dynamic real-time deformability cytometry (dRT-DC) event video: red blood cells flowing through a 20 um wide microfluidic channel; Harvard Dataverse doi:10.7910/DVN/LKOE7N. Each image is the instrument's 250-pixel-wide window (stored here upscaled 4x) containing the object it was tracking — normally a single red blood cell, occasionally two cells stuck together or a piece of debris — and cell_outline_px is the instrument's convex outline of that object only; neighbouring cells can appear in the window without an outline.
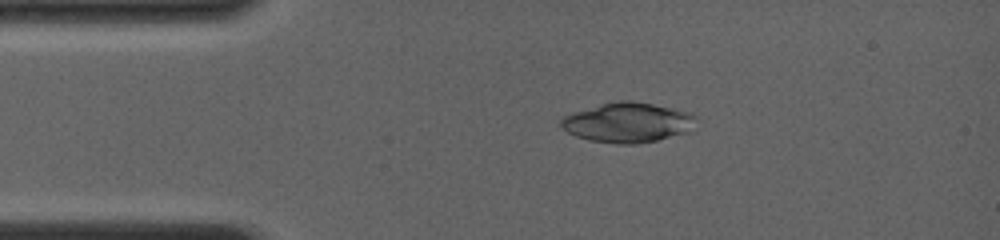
{"species": "common noctule bat (a hibernating species)", "species_latin": "Nyctalus noctula", "temperature_condition": "room temperature", "stored_images_in_passage": 2, "camera_frame_rate_fps": 4000, "um_per_image_px": 0.085, "animal": {"sex": "female", "body_mass_g": 19.0, "forearm_length_mm": 56.7}, "frame": {"image": 1, "passage_image": 1, "time_ms": 0.0, "image_size_px": [1000, 240], "cell_outline_px": [[696, 116], [692, 132], [656, 140], [636, 144], [616, 144], [588, 140], [576, 136], [568, 132], [560, 124], [560, 116], [572, 112], [600, 104], [620, 100], [628, 100], [652, 104], [692, 112]], "centroid_in_image_um": [53.36, 10.41], "position_along_channel_um": 31.6, "area_um2": 31.67}}